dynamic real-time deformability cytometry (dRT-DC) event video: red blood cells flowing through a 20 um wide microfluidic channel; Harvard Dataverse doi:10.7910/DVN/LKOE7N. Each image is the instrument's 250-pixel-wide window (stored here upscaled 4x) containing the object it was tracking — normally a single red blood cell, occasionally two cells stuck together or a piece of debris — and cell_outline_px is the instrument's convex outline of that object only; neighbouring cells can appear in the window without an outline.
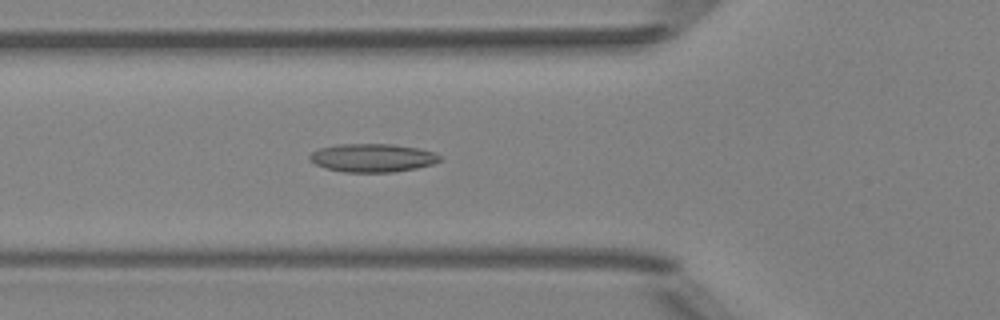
{"species": "Egyptian fruit bat (a non-hibernating species)", "species_latin": "Rousettus aegyptiacus", "temperature_condition": "room temperature", "stored_images_in_passage": 37, "camera_frame_rate_fps": 3000, "um_per_image_px": 0.085, "animal": {"sex": "female"}, "frame": {"image": 1, "passage_image": 4, "time_ms": 1.0, "image_size_px": [1000, 320], "cell_outline_px": [[444, 156], [440, 160], [432, 164], [416, 168], [396, 172], [344, 172], [324, 168], [308, 160], [308, 156], [312, 152], [320, 148], [340, 144], [392, 144], [416, 148], [436, 152]], "centroid_in_image_um": [31.67, 13.42], "position_along_channel_um": 94.1, "area_um2": 21.62}}
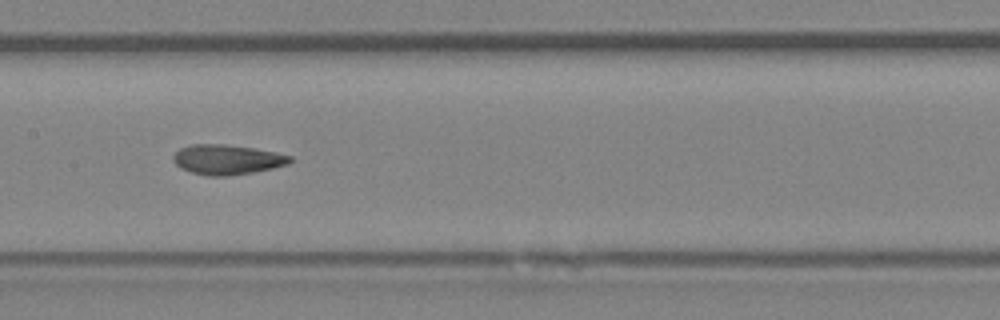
{"frame": {"image": 2, "passage_image": 11, "time_ms": 3.333, "image_size_px": [1000, 320], "cell_outline_px": [[292, 160], [288, 164], [272, 168], [252, 172], [228, 176], [208, 176], [192, 172], [180, 168], [172, 160], [172, 156], [180, 148], [192, 144], [224, 144], [256, 148], [276, 152], [292, 156]], "centroid_in_image_um": [19.29, 13.55], "position_along_channel_um": 188.1, "area_um2": 20.4}}
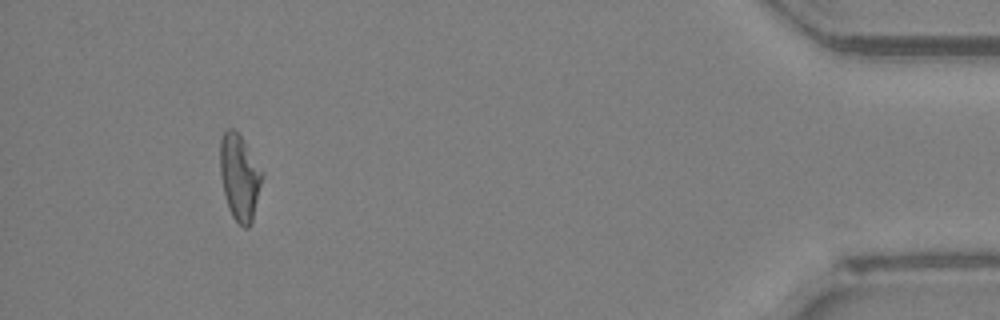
{"frame": {"image": 3, "passage_image": 33, "time_ms": 10.667, "image_size_px": [1000, 320], "cell_outline_px": [[264, 172], [252, 220], [248, 228], [244, 228], [232, 216], [228, 208], [220, 176], [220, 140], [224, 132], [228, 128], [232, 128], [240, 136]], "centroid_in_image_um": [20.35, 15.06], "position_along_channel_um": 414.8, "area_um2": 20.81}, "authors_computed_cell_mechanics": {"area_um2": 20.4612, "velocity_mm_per_s": 4.0347, "shape_relaxation_time_tau1_ms": null, "shape_relaxation_time_tau2_ms": 3.0864, "deformation_change_tau1": null, "deformation_change_tau2": 0.1032}}